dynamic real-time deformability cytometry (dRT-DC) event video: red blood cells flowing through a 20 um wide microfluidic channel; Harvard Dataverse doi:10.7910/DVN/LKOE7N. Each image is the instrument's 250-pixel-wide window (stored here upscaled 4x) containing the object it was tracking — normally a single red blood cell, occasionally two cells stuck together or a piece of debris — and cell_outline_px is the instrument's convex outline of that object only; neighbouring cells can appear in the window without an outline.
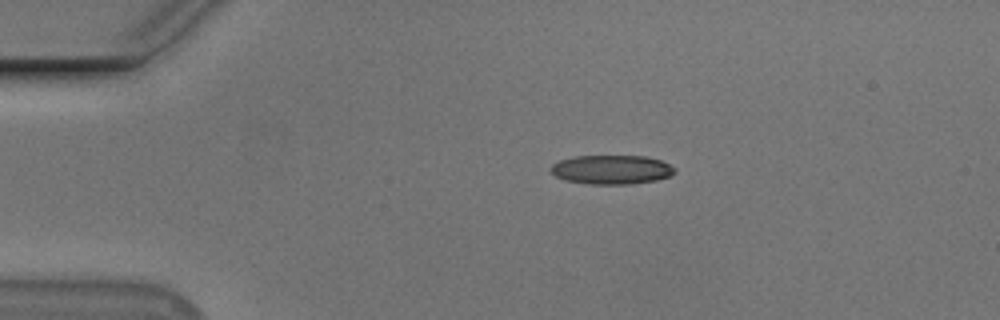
{"species": "Egyptian fruit bat (a non-hibernating species)", "species_latin": "Rousettus aegyptiacus", "temperature_condition": "cold", "stored_images_in_passage": 45, "camera_frame_rate_fps": 3000, "um_per_image_px": 0.085, "animal": {"sex": "male"}, "frame": {"image": 1, "passage_image": 1, "time_ms": 0.0, "image_size_px": [1000, 320], "cell_outline_px": [[676, 172], [668, 176], [656, 180], [632, 184], [588, 184], [564, 180], [556, 176], [548, 168], [552, 164], [560, 160], [576, 156], [644, 156], [660, 160], [676, 168]], "centroid_in_image_um": [51.96, 14.42], "position_along_channel_um": 33.0, "area_um2": 21.04}}
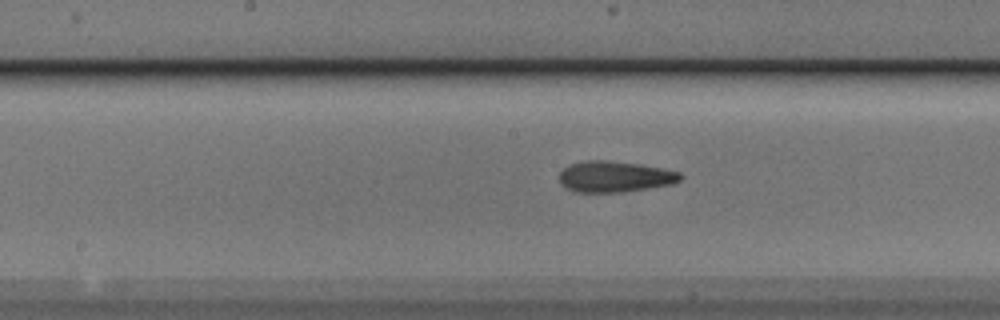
{"frame": {"image": 2, "passage_image": 18, "time_ms": 5.667, "image_size_px": [1000, 320], "cell_outline_px": [[684, 176], [680, 180], [672, 184], [648, 188], [620, 192], [576, 192], [560, 184], [560, 172], [568, 164], [588, 160], [604, 160], [640, 164], [680, 172]], "centroid_in_image_um": [52.25, 15.01], "position_along_channel_um": 196.0, "area_um2": 21.79}}
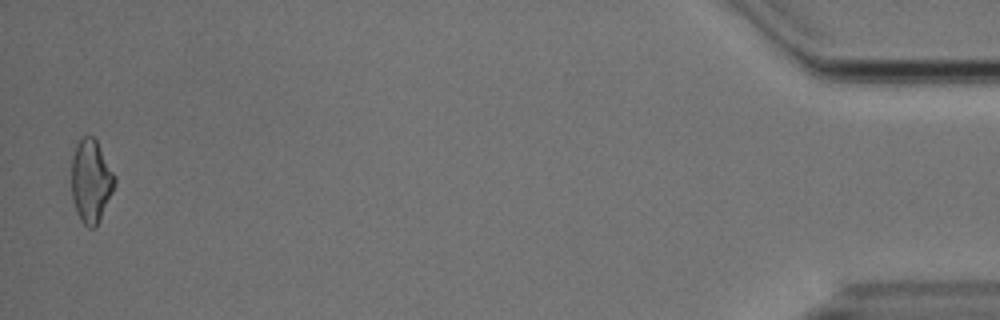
{"frame": {"image": 3, "passage_image": 44, "time_ms": 14.333, "image_size_px": [1000, 320], "cell_outline_px": [[116, 184], [100, 220], [92, 228], [88, 228], [80, 220], [76, 212], [72, 200], [72, 156], [76, 144], [84, 136], [92, 136], [96, 140], [116, 176]], "centroid_in_image_um": [7.74, 15.4], "position_along_channel_um": 427.5, "area_um2": 20.92}, "authors_computed_cell_mechanics": {"area_um2": 21.386, "velocity_mm_per_s": 3.7199, "shape_relaxation_time_tau1_ms": 9.5703, "shape_relaxation_time_tau2_ms": 3.664, "deformation_change_tau1": 0.1834, "deformation_change_tau2": 0.1293}}